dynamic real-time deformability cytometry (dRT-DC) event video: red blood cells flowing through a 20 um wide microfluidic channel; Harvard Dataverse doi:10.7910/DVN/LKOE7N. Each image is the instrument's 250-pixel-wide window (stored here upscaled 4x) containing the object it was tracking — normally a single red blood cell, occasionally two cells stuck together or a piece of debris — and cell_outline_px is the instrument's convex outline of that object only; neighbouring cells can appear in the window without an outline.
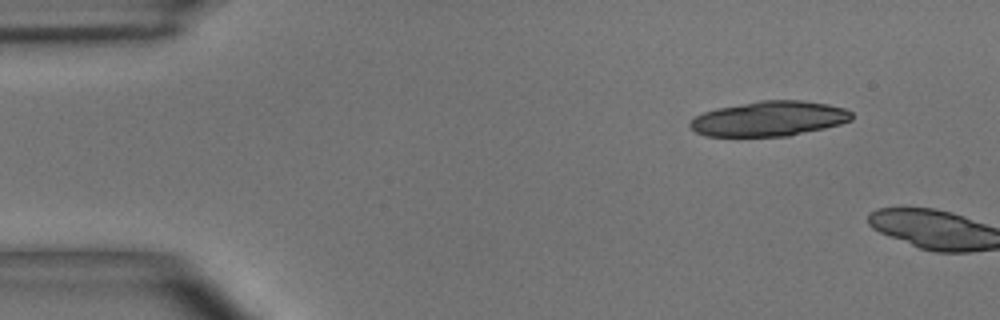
{"species": "common noctule bat (a hibernating species)", "species_latin": "Nyctalus noctula", "temperature_condition": "room temperature", "stored_images_in_passage": 2, "camera_frame_rate_fps": 3000, "um_per_image_px": 0.085, "animal": {"sex": "male", "body_mass_g": 15.6}, "frame": {"image": 1, "passage_image": 1, "time_ms": 0.0, "image_size_px": [1000, 320], "cell_outline_px": [[852, 120], [840, 124], [824, 128], [788, 136], [704, 136], [696, 132], [688, 124], [696, 116], [704, 112], [716, 108], [760, 100], [800, 100], [828, 104], [844, 108], [852, 112]], "centroid_in_image_um": [65.38, 10.08], "position_along_channel_um": 19.6, "area_um2": 32.89}}